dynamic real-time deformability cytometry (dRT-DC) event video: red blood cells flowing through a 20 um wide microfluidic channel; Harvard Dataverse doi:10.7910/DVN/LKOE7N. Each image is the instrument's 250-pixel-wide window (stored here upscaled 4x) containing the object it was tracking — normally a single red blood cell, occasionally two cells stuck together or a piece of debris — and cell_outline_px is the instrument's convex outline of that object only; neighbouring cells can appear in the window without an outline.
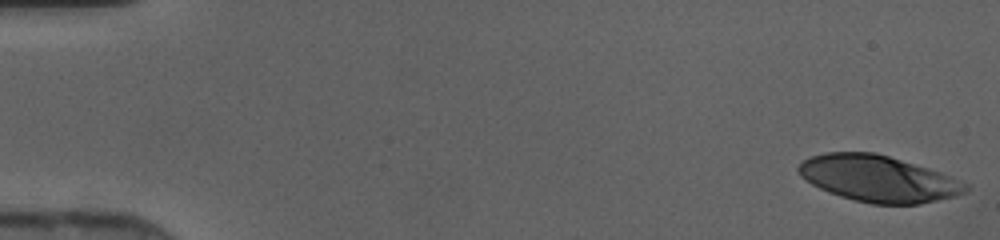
{"species": "human", "species_latin": "Homo sapiens", "temperature_condition": "cold", "stored_images_in_passage": 46, "camera_frame_rate_fps": 3000, "um_per_image_px": 0.085, "donor": {"sex": "female"}, "frame": {"image": 1, "passage_image": 1, "time_ms": 0.0, "image_size_px": [1000, 240], "cell_outline_px": [[968, 192], [956, 196], [920, 204], [872, 204], [840, 196], [828, 192], [812, 184], [800, 176], [796, 168], [804, 160], [812, 156], [824, 152], [876, 152], [928, 168], [940, 172], [968, 184]], "centroid_in_image_um": [74.65, 15.18], "position_along_channel_um": 10.3, "area_um2": 45.03}}
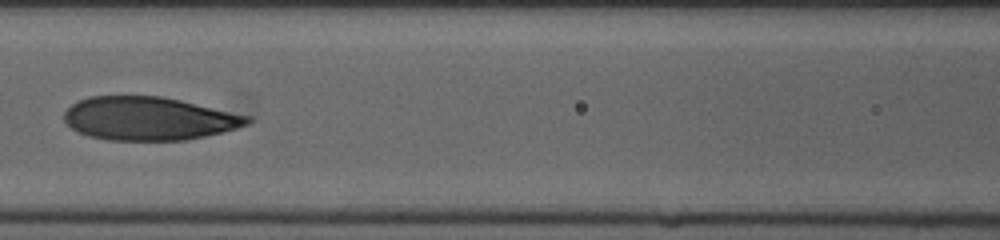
{"frame": {"image": 2, "passage_image": 21, "time_ms": 6.667, "image_size_px": [1000, 240], "cell_outline_px": [[252, 120], [248, 124], [236, 128], [204, 136], [184, 140], [108, 140], [88, 136], [72, 128], [64, 120], [64, 112], [72, 104], [80, 100], [92, 96], [160, 96], [180, 100], [252, 116]], "centroid_in_image_um": [12.66, 10.07], "position_along_channel_um": 153.9, "area_um2": 46.01}}
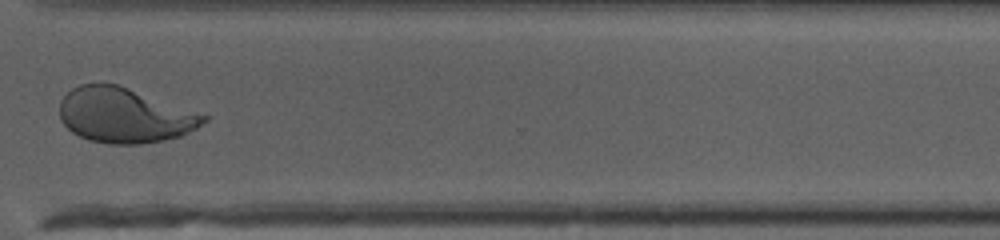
{"frame": {"image": 3, "passage_image": 35, "time_ms": 11.333, "image_size_px": [1000, 240], "cell_outline_px": [[208, 120], [184, 136], [164, 140], [140, 144], [108, 144], [88, 140], [72, 132], [60, 120], [60, 100], [72, 88], [80, 84], [100, 80], [116, 84], [208, 116]], "centroid_in_image_um": [10.54, 9.79], "position_along_channel_um": 360.1, "area_um2": 46.3}}